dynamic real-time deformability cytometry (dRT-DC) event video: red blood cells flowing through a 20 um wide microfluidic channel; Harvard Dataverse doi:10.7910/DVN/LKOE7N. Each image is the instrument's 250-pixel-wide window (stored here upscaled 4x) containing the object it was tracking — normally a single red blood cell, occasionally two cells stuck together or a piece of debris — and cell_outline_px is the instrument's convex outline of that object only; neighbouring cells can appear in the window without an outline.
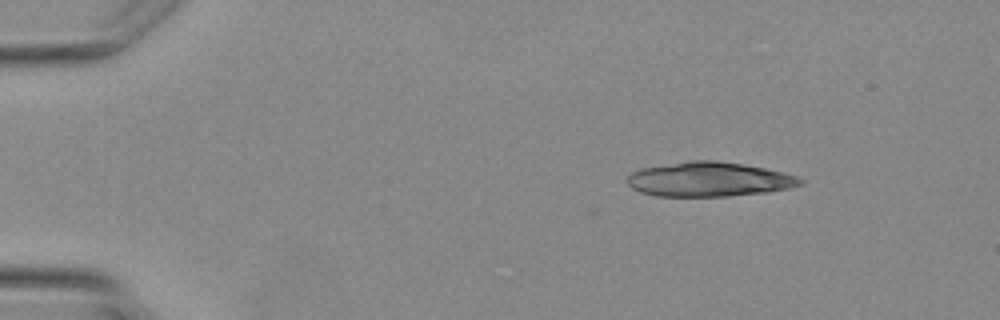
{"species": "Egyptian fruit bat (a non-hibernating species)", "species_latin": "Rousettus aegyptiacus", "temperature_condition": "warm", "stored_images_in_passage": 2, "camera_frame_rate_fps": 3000, "um_per_image_px": 0.085, "animal": {"sex": "female"}, "frame": {"image": 1, "passage_image": 1, "time_ms": 0.0, "image_size_px": [1000, 320], "cell_outline_px": [[804, 184], [792, 188], [768, 192], [728, 196], [656, 196], [640, 192], [632, 188], [624, 180], [632, 172], [640, 168], [692, 160], [712, 160], [744, 164], [764, 168], [796, 176], [804, 180]], "centroid_in_image_um": [60.26, 15.25], "position_along_channel_um": 24.7, "area_um2": 34.91}}